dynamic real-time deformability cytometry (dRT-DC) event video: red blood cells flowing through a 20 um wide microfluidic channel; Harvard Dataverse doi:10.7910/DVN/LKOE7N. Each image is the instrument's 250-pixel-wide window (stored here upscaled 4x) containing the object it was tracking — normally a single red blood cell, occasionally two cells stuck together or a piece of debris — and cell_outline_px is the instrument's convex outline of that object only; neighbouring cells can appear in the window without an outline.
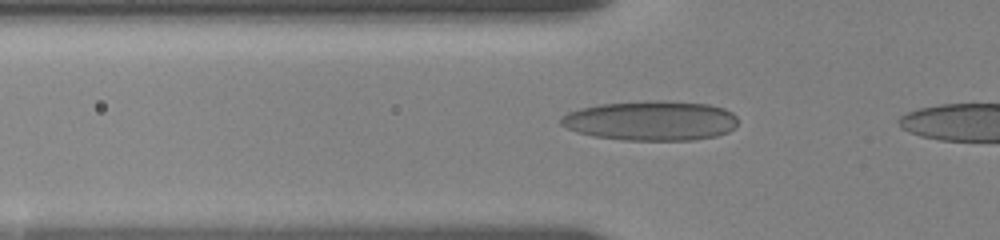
{"species": "human", "species_latin": "Homo sapiens", "temperature_condition": "room temperature", "stored_images_in_passage": 31, "camera_frame_rate_fps": 3000, "um_per_image_px": 0.085, "donor": {"sex": "female"}, "frame": {"image": 1, "passage_image": 11, "time_ms": 3.333, "image_size_px": [1000, 240], "cell_outline_px": [[736, 124], [728, 132], [716, 136], [692, 140], [624, 140], [592, 136], [576, 132], [560, 124], [560, 116], [568, 112], [580, 108], [600, 104], [656, 100], [664, 100], [708, 104], [724, 108], [732, 112], [736, 116]], "centroid_in_image_um": [55.31, 10.25], "position_along_channel_um": 70.5, "area_um2": 41.1}}
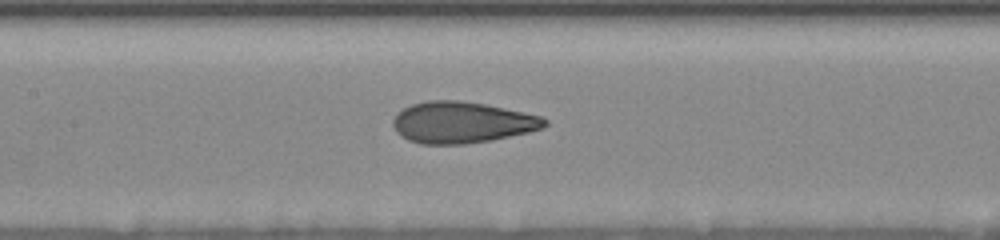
{"frame": {"image": 2, "passage_image": 19, "time_ms": 6.0, "image_size_px": [1000, 240], "cell_outline_px": [[548, 124], [544, 128], [528, 132], [492, 140], [464, 144], [420, 144], [408, 140], [396, 132], [392, 124], [392, 120], [404, 108], [412, 104], [428, 100], [460, 100], [484, 104], [504, 108], [540, 116], [548, 120]], "centroid_in_image_um": [39.26, 10.41], "position_along_channel_um": 168.1, "area_um2": 36.47}}
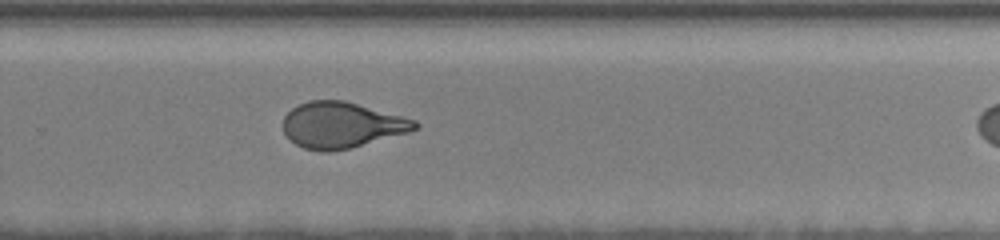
{"frame": {"image": 3, "passage_image": 30, "time_ms": 9.667, "image_size_px": [1000, 240], "cell_outline_px": [[420, 124], [416, 128], [408, 132], [348, 148], [328, 152], [320, 152], [304, 148], [296, 144], [284, 132], [284, 116], [292, 108], [308, 100], [344, 100], [416, 120]], "centroid_in_image_um": [29.02, 10.62], "position_along_channel_um": 300.8, "area_um2": 34.8}}